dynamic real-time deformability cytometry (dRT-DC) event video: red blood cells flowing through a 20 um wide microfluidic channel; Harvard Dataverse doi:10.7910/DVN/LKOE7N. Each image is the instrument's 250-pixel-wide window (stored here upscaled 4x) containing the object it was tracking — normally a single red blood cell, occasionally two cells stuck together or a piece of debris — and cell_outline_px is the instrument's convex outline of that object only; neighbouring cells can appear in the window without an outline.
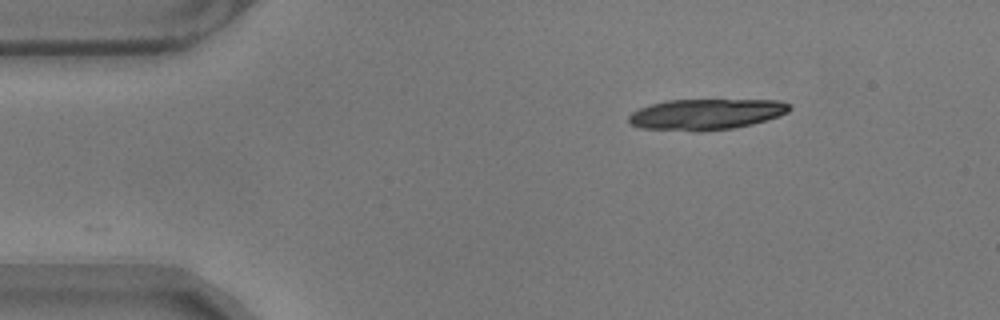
{"species": "common noctule bat (a hibernating species)", "species_latin": "Nyctalus noctula", "temperature_condition": "warm", "stored_images_in_passage": 9, "camera_frame_rate_fps": 3000, "um_per_image_px": 0.085, "animal": {"sex": "male", "body_mass_g": 17.9}, "frame": {"image": 1, "passage_image": 1, "time_ms": 0.0, "image_size_px": [1000, 320], "cell_outline_px": [[792, 108], [788, 112], [780, 116], [752, 124], [732, 128], [700, 132], [640, 128], [632, 124], [628, 120], [628, 116], [632, 112], [640, 108], [652, 104], [668, 100], [780, 100], [792, 104]], "centroid_in_image_um": [60.05, 9.71], "position_along_channel_um": 24.9, "area_um2": 29.07}}